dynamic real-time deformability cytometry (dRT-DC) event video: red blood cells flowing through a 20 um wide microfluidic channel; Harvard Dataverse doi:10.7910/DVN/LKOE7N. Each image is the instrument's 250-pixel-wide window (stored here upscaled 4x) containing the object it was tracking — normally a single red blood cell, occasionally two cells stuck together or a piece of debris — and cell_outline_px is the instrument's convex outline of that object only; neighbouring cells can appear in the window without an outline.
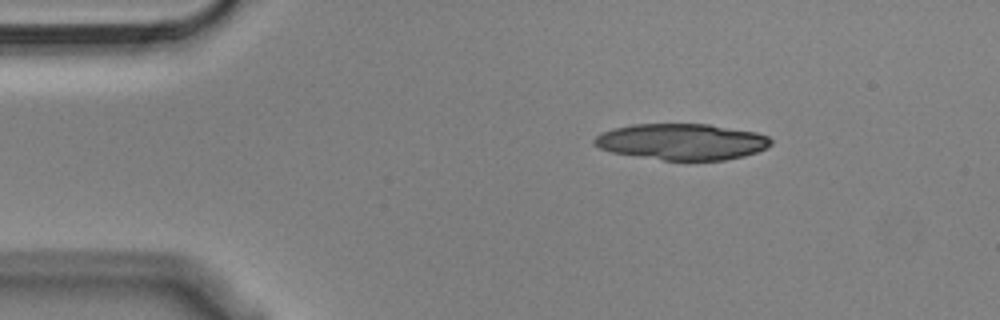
{"species": "Egyptian fruit bat (a non-hibernating species)", "species_latin": "Rousettus aegyptiacus", "temperature_condition": "cold", "stored_images_in_passage": 46, "camera_frame_rate_fps": 3000, "um_per_image_px": 0.085, "animal": {"sex": "male"}, "frame": {"image": 1, "passage_image": 1, "time_ms": 0.0, "image_size_px": [1000, 320], "cell_outline_px": [[772, 144], [768, 148], [744, 156], [724, 160], [664, 160], [612, 152], [600, 148], [592, 144], [592, 140], [600, 132], [612, 128], [632, 124], [708, 124], [756, 132], [768, 136], [772, 140]], "centroid_in_image_um": [57.95, 12.04], "position_along_channel_um": 27.1, "area_um2": 37.4}}
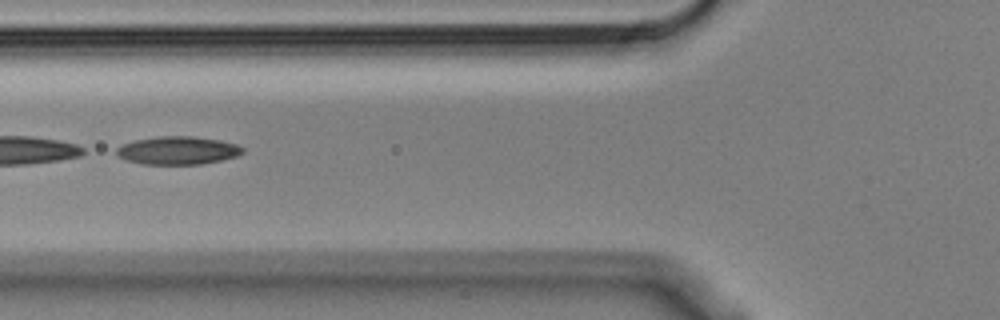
{"frame": {"image": 2, "passage_image": 13, "time_ms": 4.0, "image_size_px": [1000, 320], "cell_outline_px": [[244, 152], [236, 156], [220, 160], [200, 164], [140, 164], [124, 160], [116, 156], [116, 148], [120, 144], [136, 140], [156, 136], [192, 136], [220, 140], [236, 144], [244, 148]], "centroid_in_image_um": [15.05, 12.78], "position_along_channel_um": 110.8, "area_um2": 20.81}}
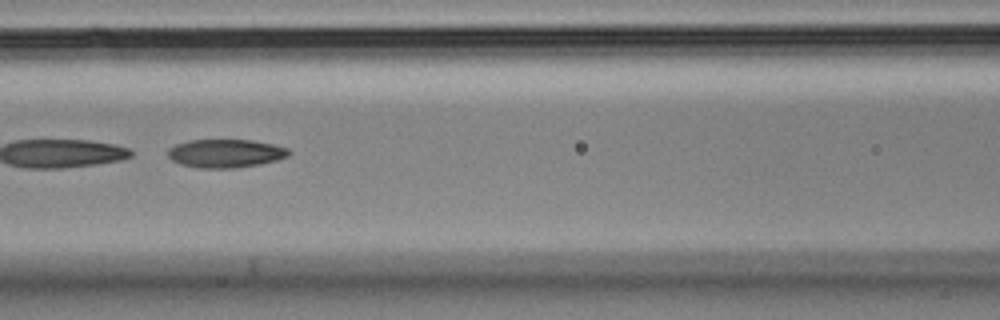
{"frame": {"image": 3, "passage_image": 16, "time_ms": 5.0, "image_size_px": [1000, 320], "cell_outline_px": [[292, 152], [288, 156], [276, 160], [260, 164], [236, 168], [196, 168], [180, 164], [172, 160], [168, 156], [168, 148], [176, 144], [192, 140], [252, 140], [272, 144], [288, 148]], "centroid_in_image_um": [19.17, 13.04], "position_along_channel_um": 147.4, "area_um2": 20.06}, "authors_computed_cell_mechanics": {"area_um2": 21.4438, "velocity_mm_per_s": 3.6364, "shape_relaxation_time_tau1_ms": null, "shape_relaxation_time_tau2_ms": 4.7821, "deformation_change_tau1": null, "deformation_change_tau2": 0.1294}}